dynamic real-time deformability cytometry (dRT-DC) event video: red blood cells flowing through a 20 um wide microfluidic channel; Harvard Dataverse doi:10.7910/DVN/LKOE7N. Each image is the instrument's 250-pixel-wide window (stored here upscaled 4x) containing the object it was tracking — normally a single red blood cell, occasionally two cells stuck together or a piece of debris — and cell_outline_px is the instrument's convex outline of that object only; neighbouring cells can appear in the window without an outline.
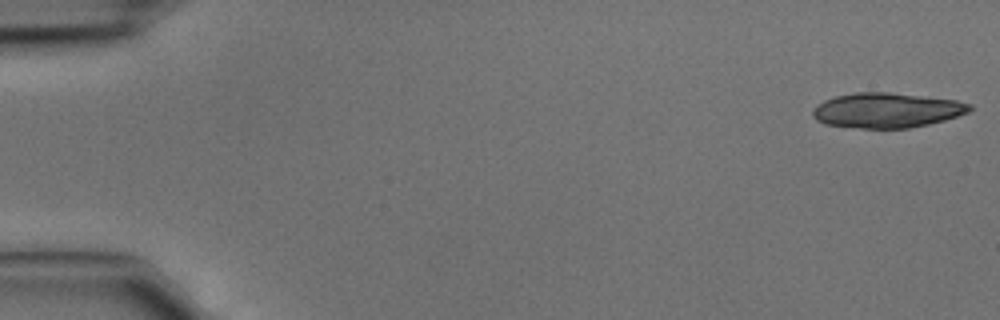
{"species": "common noctule bat (a hibernating species)", "species_latin": "Nyctalus noctula", "temperature_condition": "cold", "stored_images_in_passage": 15, "camera_frame_rate_fps": 3000, "um_per_image_px": 0.085, "animal": {"sex": "male", "body_mass_g": 15.6}, "frame": {"image": 1, "passage_image": 1, "time_ms": 0.0, "image_size_px": [1000, 320], "cell_outline_px": [[972, 108], [968, 112], [944, 120], [928, 124], [908, 128], [860, 128], [824, 124], [816, 120], [812, 116], [812, 112], [816, 104], [824, 100], [836, 96], [856, 92], [888, 92], [956, 100], [972, 104]], "centroid_in_image_um": [75.34, 9.37], "position_along_channel_um": 9.7, "area_um2": 31.91}}